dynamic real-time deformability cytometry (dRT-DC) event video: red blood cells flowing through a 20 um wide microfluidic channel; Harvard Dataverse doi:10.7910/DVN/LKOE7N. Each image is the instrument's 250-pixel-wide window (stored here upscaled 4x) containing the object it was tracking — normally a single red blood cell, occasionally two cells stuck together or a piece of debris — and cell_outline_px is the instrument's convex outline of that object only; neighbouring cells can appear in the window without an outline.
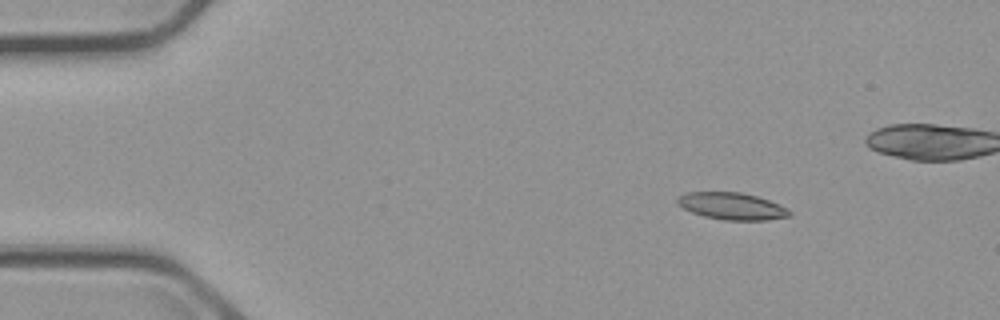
{"species": "common noctule bat (a hibernating species)", "species_latin": "Nyctalus noctula", "temperature_condition": "cold", "stored_images_in_passage": 7, "camera_frame_rate_fps": 3000, "um_per_image_px": 0.085, "animal": {"sex": "male", "body_mass_g": 23.1, "forearm_length_mm": 52.7}, "frame": {"image": 1, "passage_image": 2, "time_ms": 1.0, "image_size_px": [1000, 320], "cell_outline_px": [[792, 216], [768, 220], [724, 220], [704, 216], [692, 212], [676, 204], [676, 200], [680, 196], [688, 192], [740, 192], [756, 196], [780, 204], [788, 208], [792, 212]], "centroid_in_image_um": [62.25, 17.53], "position_along_channel_um": 22.7, "area_um2": 17.69}}